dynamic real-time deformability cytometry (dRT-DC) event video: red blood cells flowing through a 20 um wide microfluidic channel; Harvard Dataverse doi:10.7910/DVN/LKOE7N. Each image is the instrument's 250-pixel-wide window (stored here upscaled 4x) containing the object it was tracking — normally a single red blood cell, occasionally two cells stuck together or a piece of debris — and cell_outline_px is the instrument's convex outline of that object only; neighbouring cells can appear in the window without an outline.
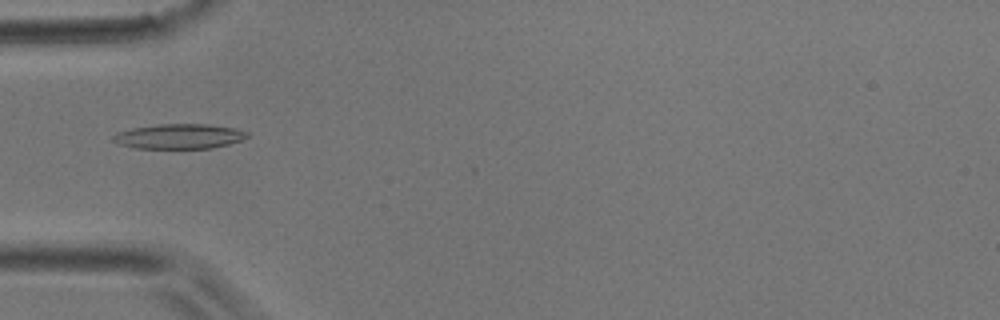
{"species": "common noctule bat (a hibernating species)", "species_latin": "Nyctalus noctula", "temperature_condition": "room temperature", "stored_images_in_passage": 2, "camera_frame_rate_fps": 3000, "um_per_image_px": 0.085, "animal": {"sex": "male", "body_mass_g": 17.9}, "frame": {"image": 1, "passage_image": 1, "time_ms": 0.0, "image_size_px": [1000, 320], "cell_outline_px": [[248, 136], [240, 140], [228, 144], [212, 148], [136, 148], [120, 144], [112, 140], [112, 136], [116, 132], [132, 128], [160, 124], [208, 124], [236, 128], [248, 132]], "centroid_in_image_um": [15.22, 11.58], "position_along_channel_um": 69.8, "area_um2": 19.36}}
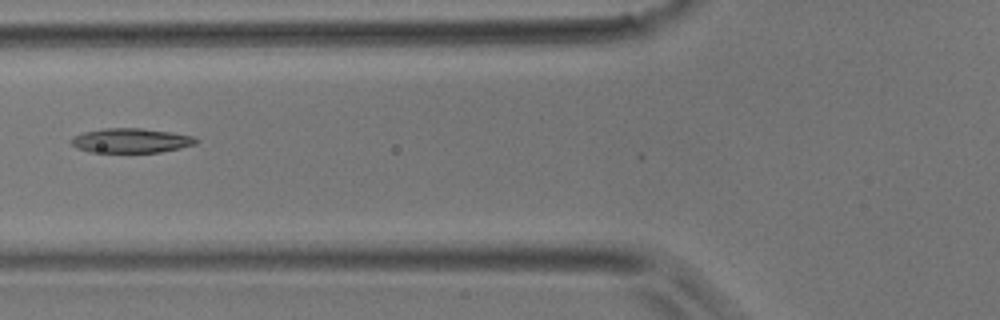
{"frame": {"image": 2, "passage_image": 2, "time_ms": 0.333, "image_size_px": [1000, 320], "cell_outline_px": [[200, 140], [196, 144], [180, 148], [160, 152], [88, 152], [76, 148], [72, 144], [72, 136], [84, 132], [104, 128], [140, 128], [172, 132], [192, 136]], "centroid_in_image_um": [11.14, 11.95], "position_along_channel_um": 114.7, "area_um2": 17.86}}